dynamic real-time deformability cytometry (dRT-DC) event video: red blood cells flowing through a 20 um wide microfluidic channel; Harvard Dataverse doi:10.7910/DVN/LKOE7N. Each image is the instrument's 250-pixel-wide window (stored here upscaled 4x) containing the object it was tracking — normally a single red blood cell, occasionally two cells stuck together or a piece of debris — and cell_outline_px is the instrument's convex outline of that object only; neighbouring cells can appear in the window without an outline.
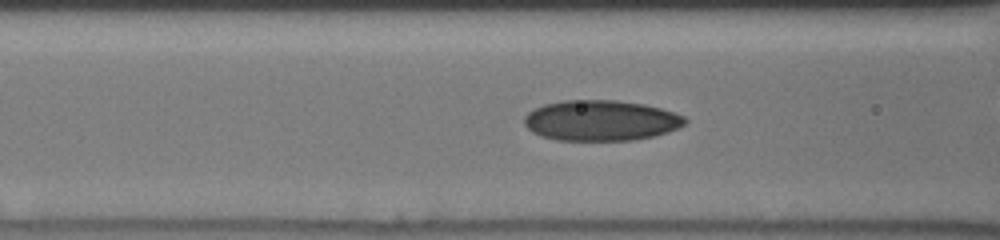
{"species": "human", "species_latin": "Homo sapiens", "temperature_condition": "cold", "stored_images_in_passage": 32, "camera_frame_rate_fps": 3000, "um_per_image_px": 0.085, "donor": {"sex": "male"}, "frame": {"image": 1, "passage_image": 11, "time_ms": 3.333, "image_size_px": [1000, 240], "cell_outline_px": [[688, 120], [680, 128], [668, 132], [652, 136], [632, 140], [556, 140], [540, 136], [532, 132], [524, 124], [524, 116], [528, 112], [544, 104], [564, 100], [616, 100], [644, 104], [660, 108], [684, 116]], "centroid_in_image_um": [51.06, 10.24], "position_along_channel_um": 115.5, "area_um2": 38.03}}
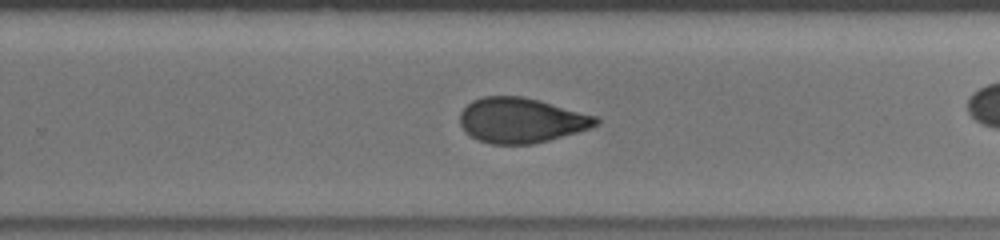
{"frame": {"image": 2, "passage_image": 24, "time_ms": 7.667, "image_size_px": [1000, 240], "cell_outline_px": [[600, 124], [576, 132], [548, 140], [532, 144], [492, 144], [476, 140], [464, 132], [460, 124], [460, 112], [472, 100], [484, 96], [520, 96], [540, 100], [596, 116], [600, 120]], "centroid_in_image_um": [44.26, 10.23], "position_along_channel_um": 285.5, "area_um2": 35.72}}
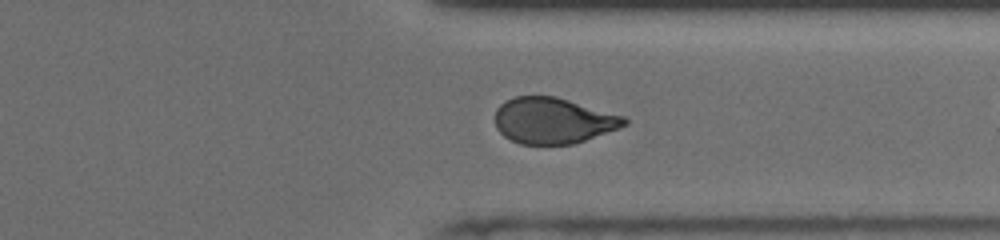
{"frame": {"image": 3, "passage_image": 30, "time_ms": 9.667, "image_size_px": [1000, 240], "cell_outline_px": [[628, 124], [620, 128], [572, 144], [520, 144], [504, 136], [496, 128], [496, 108], [504, 100], [516, 96], [556, 96], [624, 116], [628, 120]], "centroid_in_image_um": [47.01, 10.24], "position_along_channel_um": 364.4, "area_um2": 34.62}}